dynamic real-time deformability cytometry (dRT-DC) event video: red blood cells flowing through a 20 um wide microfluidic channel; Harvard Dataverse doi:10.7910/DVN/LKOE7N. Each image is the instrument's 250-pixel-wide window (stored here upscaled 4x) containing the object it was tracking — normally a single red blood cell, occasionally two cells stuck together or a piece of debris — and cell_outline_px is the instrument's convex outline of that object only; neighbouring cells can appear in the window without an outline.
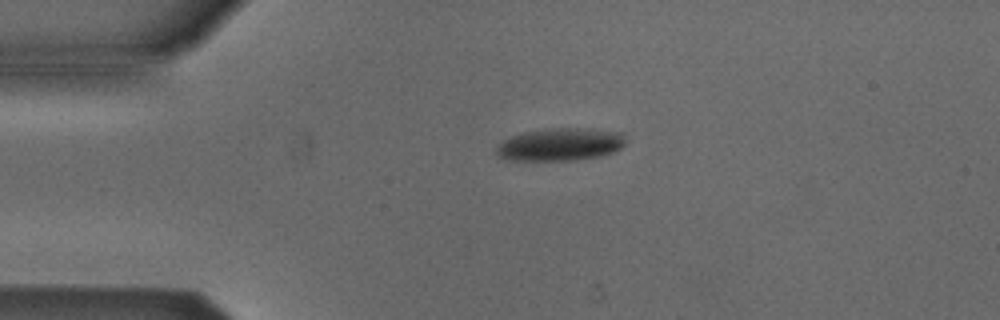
{"species": "Egyptian fruit bat (a non-hibernating species)", "species_latin": "Rousettus aegyptiacus", "temperature_condition": "cold", "stored_images_in_passage": 2, "camera_frame_rate_fps": 3000, "um_per_image_px": 0.085, "animal": {"sex": "male"}, "frame": {"image": 1, "passage_image": 1, "time_ms": 0.0, "image_size_px": [1000, 320], "cell_outline_px": [[624, 144], [616, 152], [600, 156], [576, 160], [508, 160], [496, 156], [496, 148], [504, 140], [512, 136], [524, 132], [544, 128], [576, 128], [620, 132], [624, 136]], "centroid_in_image_um": [47.6, 12.28], "position_along_channel_um": 37.4, "area_um2": 24.57}}